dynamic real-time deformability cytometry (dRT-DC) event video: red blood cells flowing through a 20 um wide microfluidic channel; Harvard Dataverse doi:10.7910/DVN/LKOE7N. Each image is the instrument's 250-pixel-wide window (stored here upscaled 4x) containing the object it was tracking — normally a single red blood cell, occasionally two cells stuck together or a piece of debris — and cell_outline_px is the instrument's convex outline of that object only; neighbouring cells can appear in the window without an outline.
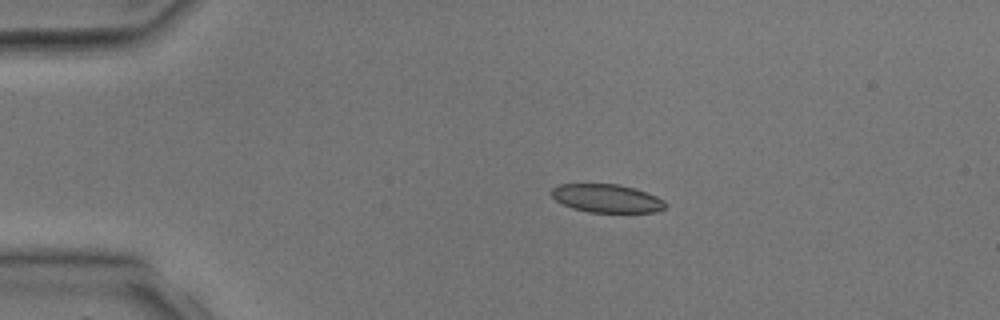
{"species": "common noctule bat (a hibernating species)", "species_latin": "Nyctalus noctula", "temperature_condition": "room temperature", "stored_images_in_passage": 3, "camera_frame_rate_fps": 3000, "um_per_image_px": 0.085, "animal": {"sex": "male", "body_mass_g": 17.9, "forearm_length_mm": 54.2}, "frame": {"image": 1, "passage_image": 2, "time_ms": 1.333, "image_size_px": [1000, 320], "cell_outline_px": [[668, 204], [664, 208], [656, 212], [588, 212], [572, 208], [556, 200], [552, 196], [552, 188], [560, 184], [620, 184], [636, 188], [656, 196], [664, 200]], "centroid_in_image_um": [51.61, 16.86], "position_along_channel_um": 33.4, "area_um2": 18.79}}